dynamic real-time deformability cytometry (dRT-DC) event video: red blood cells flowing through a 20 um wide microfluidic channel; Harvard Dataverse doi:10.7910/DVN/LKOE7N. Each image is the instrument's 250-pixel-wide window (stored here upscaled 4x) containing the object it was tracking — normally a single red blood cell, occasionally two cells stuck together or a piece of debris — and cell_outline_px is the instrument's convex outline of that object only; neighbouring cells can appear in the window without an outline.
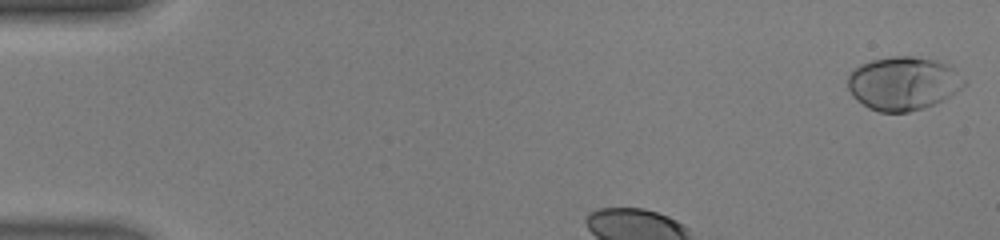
{"species": "human", "species_latin": "Homo sapiens", "temperature_condition": "warm", "stored_images_in_passage": 31, "camera_frame_rate_fps": 3000, "um_per_image_px": 0.085, "donor": {"sex": "male"}, "frame": {"image": 1, "passage_image": 1, "time_ms": 0.0, "image_size_px": [1000, 240], "cell_outline_px": [[968, 84], [944, 100], [908, 112], [880, 112], [868, 108], [856, 100], [852, 96], [848, 88], [848, 72], [852, 68], [860, 64], [872, 60], [892, 56], [912, 56], [936, 60], [952, 68], [968, 80]], "centroid_in_image_um": [76.76, 7.08], "position_along_channel_um": 8.2, "area_um2": 36.53}}
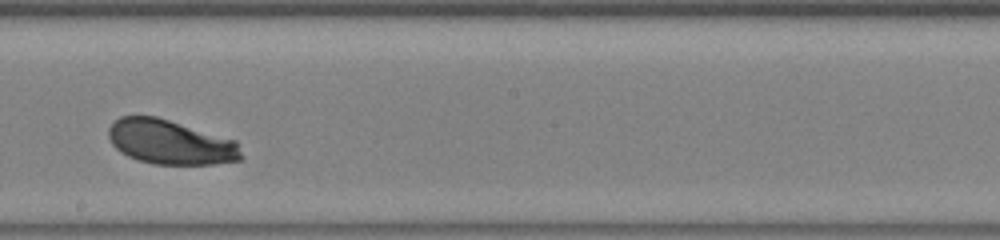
{"frame": {"image": 2, "passage_image": 20, "time_ms": 6.333, "image_size_px": [1000, 240], "cell_outline_px": [[244, 160], [212, 164], [152, 164], [128, 156], [120, 152], [112, 144], [108, 136], [108, 128], [120, 116], [156, 116], [236, 140], [244, 156]], "centroid_in_image_um": [14.51, 12.09], "position_along_channel_um": 233.7, "area_um2": 34.51}}
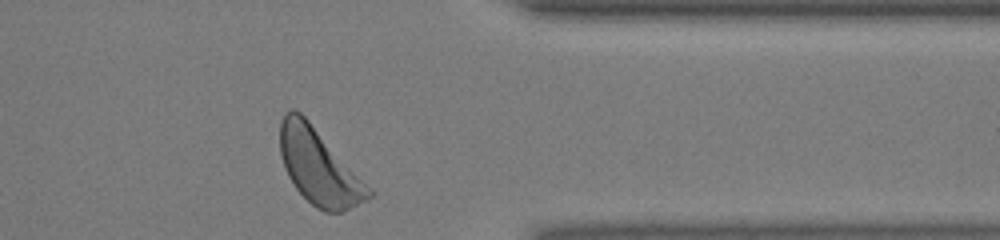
{"frame": {"image": 3, "passage_image": 31, "time_ms": 10.0, "image_size_px": [1000, 240], "cell_outline_px": [[376, 192], [368, 200], [344, 212], [324, 212], [316, 208], [296, 188], [288, 176], [284, 168], [280, 152], [280, 120], [284, 112], [292, 108], [296, 108], [308, 120]], "centroid_in_image_um": [27.13, 14.19], "position_along_channel_um": 384.3, "area_um2": 39.19}, "authors_computed_cell_mechanics": {"area_um2": 35.0268, "velocity_mm_per_s": 4.3774, "shape_relaxation_time_tau1_ms": 1.4317, "shape_relaxation_time_tau2_ms": null, "deformation_change_tau1": 0.1223, "deformation_change_tau2": null}}